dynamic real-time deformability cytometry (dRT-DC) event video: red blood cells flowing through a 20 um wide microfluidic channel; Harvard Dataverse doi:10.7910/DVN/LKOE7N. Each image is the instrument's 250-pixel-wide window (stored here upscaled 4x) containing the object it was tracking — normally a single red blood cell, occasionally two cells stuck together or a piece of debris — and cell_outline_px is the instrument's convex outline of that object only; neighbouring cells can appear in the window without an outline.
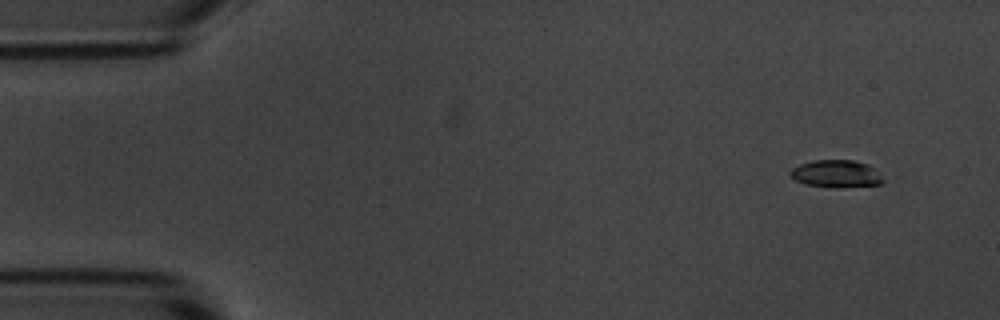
{"species": "common noctule bat (a hibernating species)", "species_latin": "Nyctalus noctula", "temperature_condition": "room temperature", "stored_images_in_passage": 4, "camera_frame_rate_fps": 3000, "um_per_image_px": 0.085, "animal": {"sex": "male", "body_mass_g": 20.1, "forearm_length_mm": 53.5}, "frame": {"image": 1, "passage_image": 1, "time_ms": 0.0, "image_size_px": [1000, 320], "cell_outline_px": [[884, 180], [880, 184], [844, 188], [828, 188], [804, 184], [796, 180], [788, 172], [792, 168], [800, 164], [812, 160], [852, 160], [868, 164], [876, 168]], "centroid_in_image_um": [71.09, 14.78], "position_along_channel_um": 13.9, "area_um2": 15.14}}